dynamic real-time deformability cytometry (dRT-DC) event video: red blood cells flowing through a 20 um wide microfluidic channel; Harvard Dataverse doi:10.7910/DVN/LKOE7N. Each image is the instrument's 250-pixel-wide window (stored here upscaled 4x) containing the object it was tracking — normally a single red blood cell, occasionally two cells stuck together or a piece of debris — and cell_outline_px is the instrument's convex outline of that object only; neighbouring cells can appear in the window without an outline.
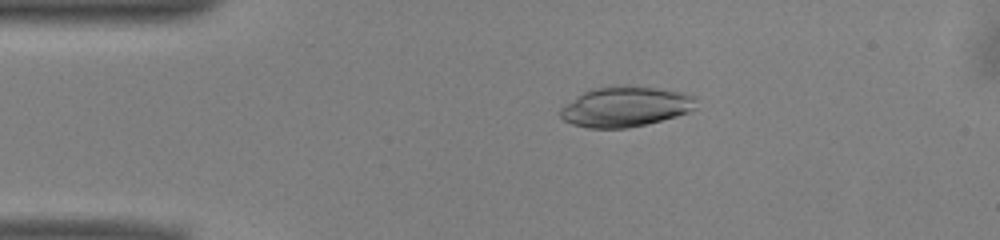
{"species": "common noctule bat (a hibernating species)", "species_latin": "Nyctalus noctula", "temperature_condition": "warm", "stored_images_in_passage": 51, "camera_frame_rate_fps": 3000, "um_per_image_px": 0.085, "animal": {"sex": "male", "body_mass_g": 13.0, "forearm_length_mm": 53.1}, "frame": {"image": 1, "passage_image": 10, "time_ms": 3.0, "image_size_px": [1000, 240], "cell_outline_px": [[696, 108], [688, 112], [676, 116], [628, 128], [588, 128], [572, 124], [564, 120], [560, 116], [560, 108], [576, 96], [584, 92], [596, 88], [628, 84], [684, 92], [696, 96]], "centroid_in_image_um": [53.17, 9.05], "position_along_channel_um": 31.8, "area_um2": 31.91}}
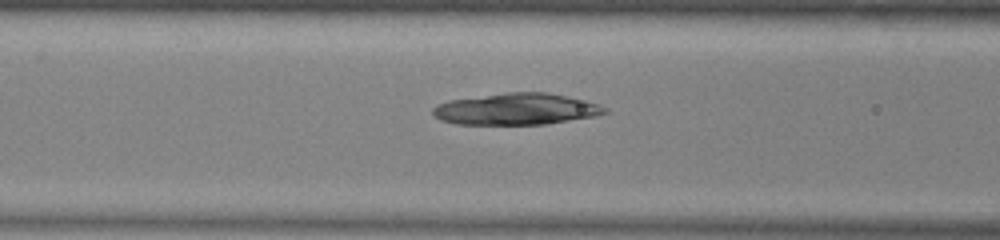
{"frame": {"image": 2, "passage_image": 20, "time_ms": 6.333, "image_size_px": [1000, 240], "cell_outline_px": [[608, 112], [596, 116], [544, 124], [456, 124], [440, 120], [432, 112], [432, 108], [436, 104], [448, 100], [504, 92], [548, 92], [588, 100], [600, 104], [608, 108]], "centroid_in_image_um": [43.91, 9.26], "position_along_channel_um": 122.7, "area_um2": 31.91}}
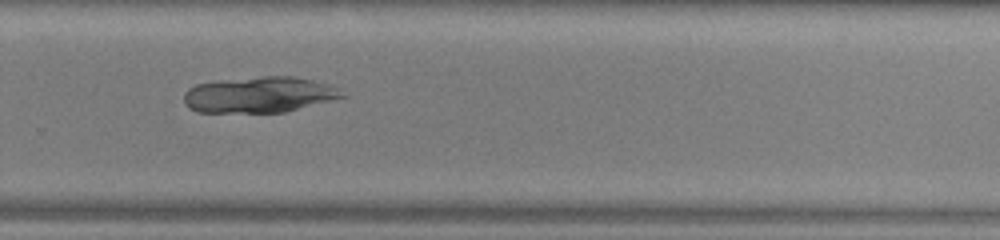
{"frame": {"image": 3, "passage_image": 34, "time_ms": 11.0, "image_size_px": [1000, 240], "cell_outline_px": [[348, 96], [284, 112], [196, 112], [184, 100], [184, 92], [188, 88], [196, 84], [220, 80], [264, 76], [296, 76], [312, 80], [340, 88]], "centroid_in_image_um": [22.07, 8.04], "position_along_channel_um": 307.7, "area_um2": 33.0}}